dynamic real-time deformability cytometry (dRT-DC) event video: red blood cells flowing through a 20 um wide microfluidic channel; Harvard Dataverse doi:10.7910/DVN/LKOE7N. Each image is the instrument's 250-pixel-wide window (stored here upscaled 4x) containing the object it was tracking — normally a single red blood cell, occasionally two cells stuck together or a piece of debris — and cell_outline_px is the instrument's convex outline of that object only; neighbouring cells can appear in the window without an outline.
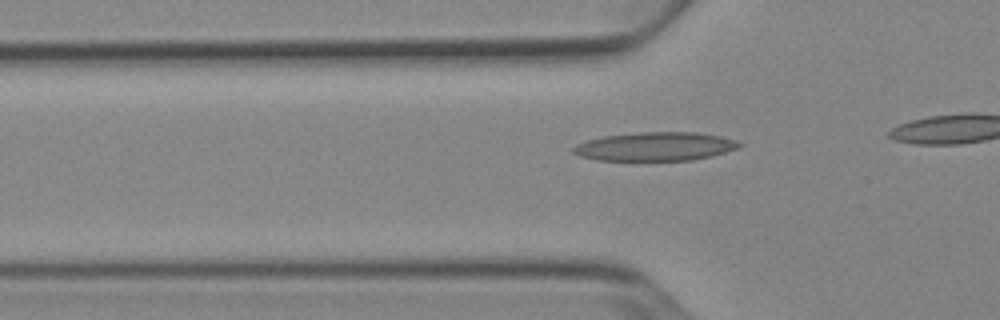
{"species": "Egyptian fruit bat (a non-hibernating species)", "species_latin": "Rousettus aegyptiacus", "temperature_condition": "cold", "stored_images_in_passage": 11, "camera_frame_rate_fps": 3000, "um_per_image_px": 0.085, "animal": {"sex": "female"}, "frame": {"image": 1, "passage_image": 2, "time_ms": 0.333, "image_size_px": [1000, 320], "cell_outline_px": [[744, 144], [740, 148], [712, 156], [692, 160], [596, 160], [580, 156], [572, 152], [572, 148], [576, 144], [588, 140], [604, 136], [640, 132], [696, 132], [720, 136]], "centroid_in_image_um": [55.7, 12.45], "position_along_channel_um": 70.1, "area_um2": 27.69}}
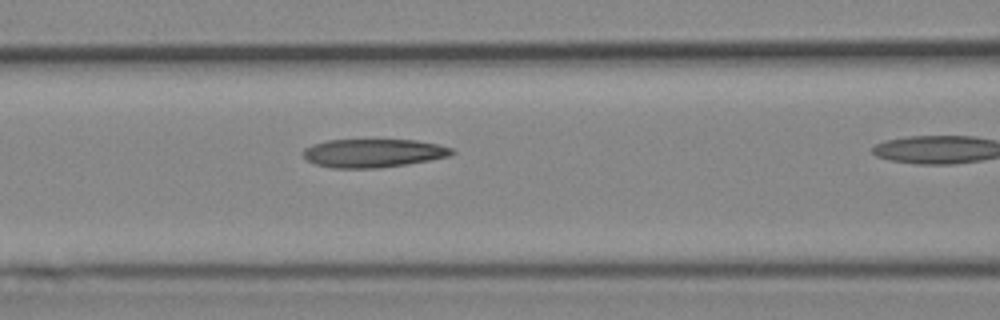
{"frame": {"image": 2, "passage_image": 7, "time_ms": 2.0, "image_size_px": [1000, 320], "cell_outline_px": [[456, 152], [448, 156], [408, 164], [380, 168], [332, 168], [316, 164], [308, 160], [304, 156], [304, 148], [312, 144], [328, 140], [416, 140], [436, 144], [452, 148]], "centroid_in_image_um": [31.72, 13.01], "position_along_channel_um": 134.9, "area_um2": 24.51}}
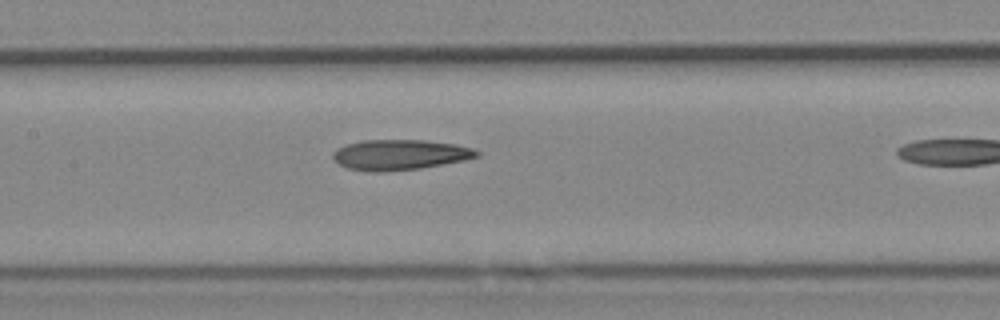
{"frame": {"image": 3, "passage_image": 10, "time_ms": 3.0, "image_size_px": [1000, 320], "cell_outline_px": [[480, 156], [464, 160], [420, 168], [380, 172], [368, 172], [348, 168], [340, 164], [332, 156], [332, 152], [336, 148], [348, 144], [364, 140], [424, 140], [456, 144], [472, 148], [480, 152]], "centroid_in_image_um": [33.99, 13.15], "position_along_channel_um": 173.4, "area_um2": 25.37}}